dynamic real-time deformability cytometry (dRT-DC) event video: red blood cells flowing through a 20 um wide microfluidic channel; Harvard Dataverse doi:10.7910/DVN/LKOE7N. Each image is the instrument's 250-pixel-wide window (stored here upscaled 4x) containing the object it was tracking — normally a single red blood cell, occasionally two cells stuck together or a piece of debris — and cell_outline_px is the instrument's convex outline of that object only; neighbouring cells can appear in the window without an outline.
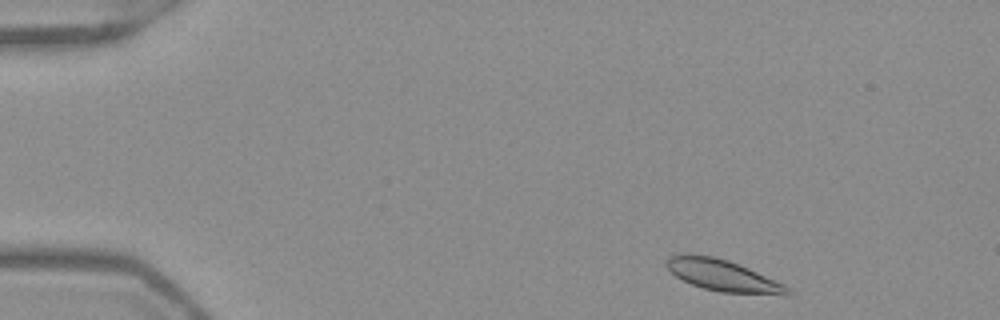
{"species": "Egyptian fruit bat (a non-hibernating species)", "species_latin": "Rousettus aegyptiacus", "temperature_condition": "warm", "stored_images_in_passage": 48, "camera_frame_rate_fps": 3000, "um_per_image_px": 0.085, "frame": {"image": 1, "passage_image": 2, "time_ms": 0.333, "image_size_px": [1000, 320], "cell_outline_px": [[796, 292], [788, 296], [784, 296], [720, 292], [704, 288], [692, 284], [676, 276], [664, 264], [672, 256], [684, 252], [688, 252], [712, 256], [728, 260], [748, 268], [784, 284]], "centroid_in_image_um": [61.52, 23.43], "position_along_channel_um": 23.5, "area_um2": 22.48}}
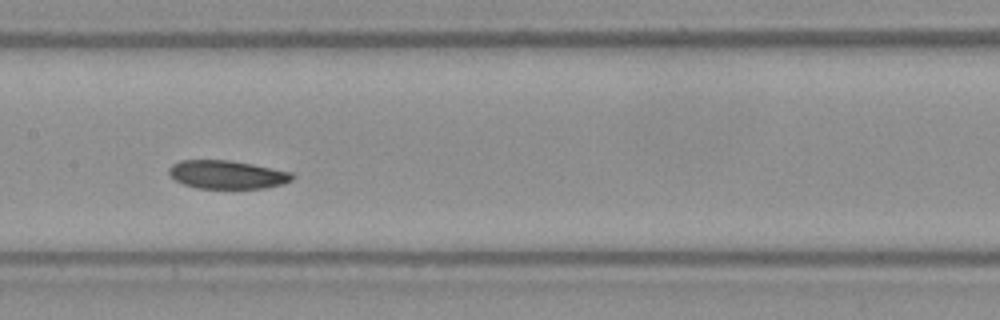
{"frame": {"image": 2, "passage_image": 22, "time_ms": 7.0, "image_size_px": [1000, 320], "cell_outline_px": [[296, 176], [292, 180], [284, 184], [264, 188], [196, 188], [184, 184], [176, 180], [168, 172], [168, 168], [172, 164], [180, 160], [232, 160], [292, 172]], "centroid_in_image_um": [19.33, 14.83], "position_along_channel_um": 188.1, "area_um2": 20.46}}
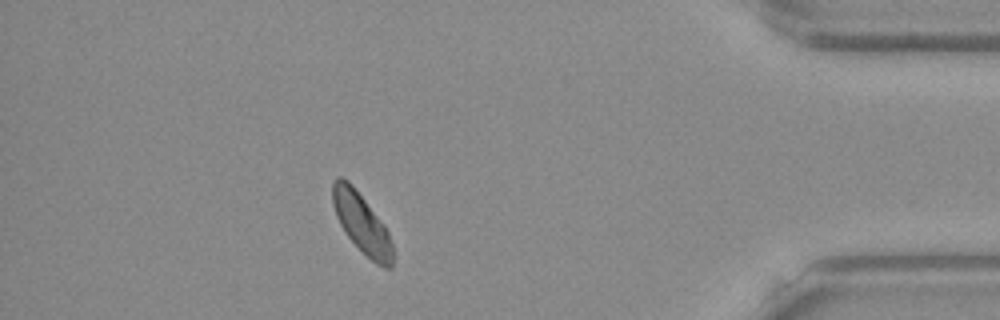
{"frame": {"image": 3, "passage_image": 42, "time_ms": 13.667, "image_size_px": [1000, 320], "cell_outline_px": [[392, 268], [384, 268], [376, 264], [344, 232], [336, 216], [332, 204], [332, 180], [336, 176], [340, 176], [348, 180], [352, 184], [384, 224], [388, 232], [392, 244]], "centroid_in_image_um": [30.71, 18.92], "position_along_channel_um": 404.5, "area_um2": 20.81}}